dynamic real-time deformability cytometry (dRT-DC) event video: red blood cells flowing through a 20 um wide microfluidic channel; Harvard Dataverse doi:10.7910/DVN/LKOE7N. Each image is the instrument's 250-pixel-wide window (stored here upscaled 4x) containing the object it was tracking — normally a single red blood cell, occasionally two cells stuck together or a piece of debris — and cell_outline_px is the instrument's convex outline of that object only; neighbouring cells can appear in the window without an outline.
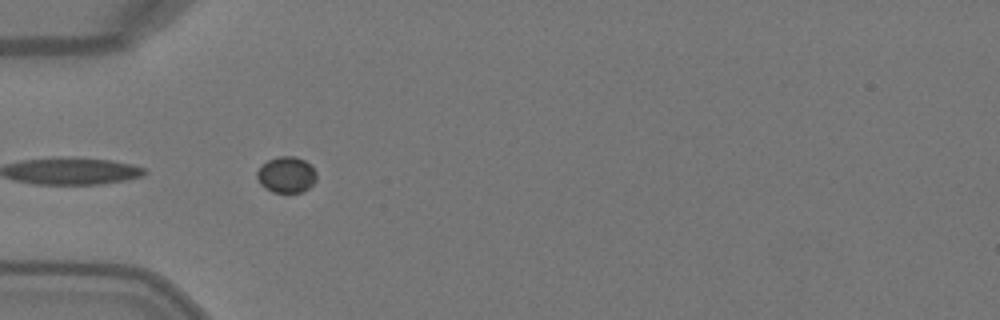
{"species": "Egyptian fruit bat (a non-hibernating species)", "species_latin": "Rousettus aegyptiacus", "temperature_condition": "warm", "stored_images_in_passage": 9, "camera_frame_rate_fps": 3000, "um_per_image_px": 0.085, "animal": {"sex": "female"}, "frame": {"image": 1, "passage_image": 2, "time_ms": 0.333, "image_size_px": [1000, 320], "cell_outline_px": [[316, 180], [304, 192], [272, 192], [264, 188], [260, 184], [256, 176], [256, 172], [268, 160], [276, 156], [292, 156], [304, 160], [316, 172]], "centroid_in_image_um": [24.32, 14.86], "position_along_channel_um": 60.7, "area_um2": 12.43}}